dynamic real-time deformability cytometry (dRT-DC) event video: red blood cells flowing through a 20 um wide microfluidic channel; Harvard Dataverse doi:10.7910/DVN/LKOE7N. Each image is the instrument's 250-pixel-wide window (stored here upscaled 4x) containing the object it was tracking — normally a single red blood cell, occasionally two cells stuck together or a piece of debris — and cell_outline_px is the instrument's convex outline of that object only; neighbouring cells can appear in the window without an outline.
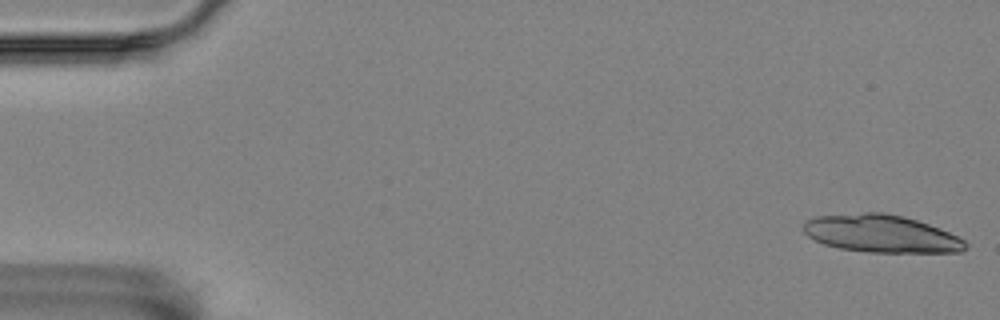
{"species": "Egyptian fruit bat (a non-hibernating species)", "species_latin": "Rousettus aegyptiacus", "temperature_condition": "room temperature", "stored_images_in_passage": 7, "camera_frame_rate_fps": 3000, "um_per_image_px": 0.085, "animal": {"sex": "female"}, "frame": {"image": 1, "passage_image": 1, "time_ms": 0.0, "image_size_px": [1000, 320], "cell_outline_px": [[968, 248], [960, 252], [868, 252], [840, 248], [824, 244], [808, 236], [804, 232], [804, 224], [808, 220], [816, 216], [864, 212], [884, 212], [904, 216], [940, 228], [964, 240], [968, 244]], "centroid_in_image_um": [74.92, 19.86], "position_along_channel_um": 10.1, "area_um2": 35.37}}